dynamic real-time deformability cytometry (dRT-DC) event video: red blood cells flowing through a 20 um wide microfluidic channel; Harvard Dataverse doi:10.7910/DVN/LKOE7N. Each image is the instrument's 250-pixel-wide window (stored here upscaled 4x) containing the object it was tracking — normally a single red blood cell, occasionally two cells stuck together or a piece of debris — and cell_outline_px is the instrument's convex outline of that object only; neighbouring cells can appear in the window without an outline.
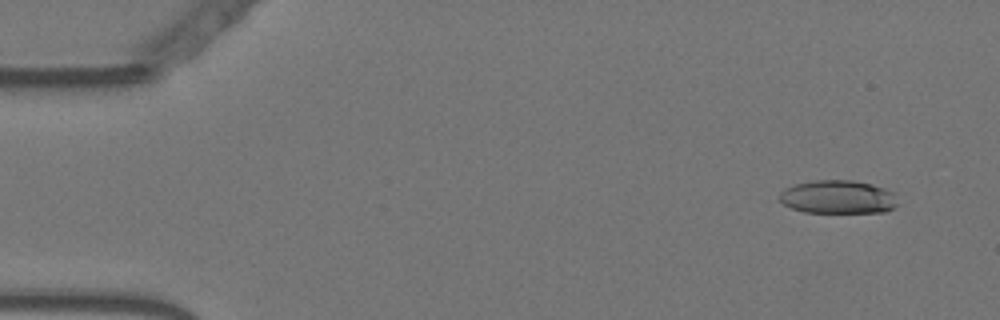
{"species": "Egyptian fruit bat (a non-hibernating species)", "species_latin": "Rousettus aegyptiacus", "temperature_condition": "warm", "stored_images_in_passage": 56, "camera_frame_rate_fps": 3000, "um_per_image_px": 0.085, "animal": {"sex": "female"}, "frame": {"image": 1, "passage_image": 4, "time_ms": 1.0, "image_size_px": [1000, 320], "cell_outline_px": [[896, 204], [892, 208], [884, 212], [804, 212], [792, 208], [784, 204], [780, 200], [780, 192], [784, 188], [796, 184], [812, 180], [852, 180], [872, 184], [896, 192]], "centroid_in_image_um": [71.23, 16.73], "position_along_channel_um": 13.8, "area_um2": 23.0}}
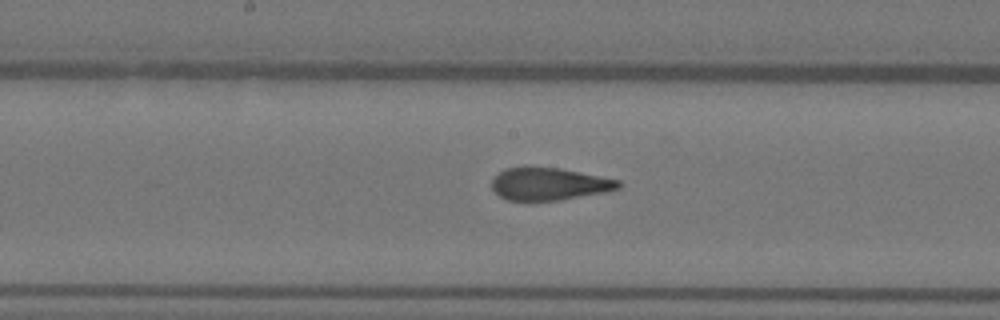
{"frame": {"image": 2, "passage_image": 29, "time_ms": 9.333, "image_size_px": [1000, 320], "cell_outline_px": [[620, 188], [608, 192], [560, 200], [508, 200], [500, 196], [492, 188], [492, 180], [504, 168], [524, 164], [528, 164], [560, 168], [620, 180]], "centroid_in_image_um": [46.66, 15.6], "position_along_channel_um": 201.5, "area_um2": 24.51}}
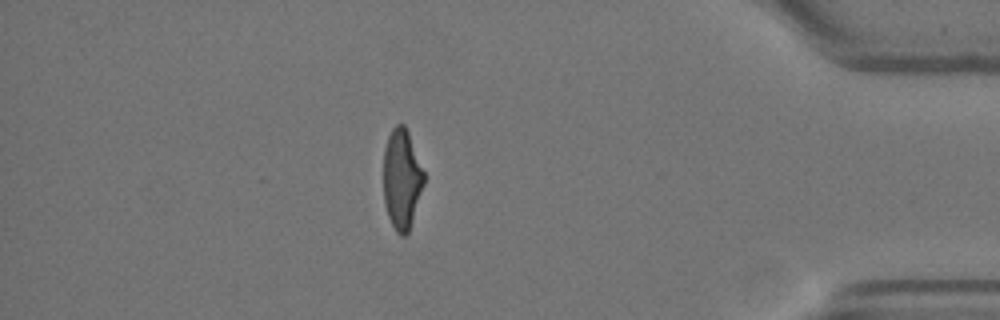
{"frame": {"image": 3, "passage_image": 49, "time_ms": 16.0, "image_size_px": [1000, 320], "cell_outline_px": [[424, 184], [408, 232], [404, 236], [400, 236], [396, 232], [388, 216], [384, 204], [384, 148], [388, 136], [392, 128], [396, 124], [404, 124], [408, 132], [424, 172]], "centroid_in_image_um": [34.14, 15.21], "position_along_channel_um": 401.1, "area_um2": 23.41}, "authors_computed_cell_mechanics": {"area_um2": 24.6228, "velocity_mm_per_s": 3.5959, "shape_relaxation_time_tau1_ms": 6.8645, "shape_relaxation_time_tau2_ms": 0.9458, "deformation_change_tau1": 0.2356, "deformation_change_tau2": 0.0974}}